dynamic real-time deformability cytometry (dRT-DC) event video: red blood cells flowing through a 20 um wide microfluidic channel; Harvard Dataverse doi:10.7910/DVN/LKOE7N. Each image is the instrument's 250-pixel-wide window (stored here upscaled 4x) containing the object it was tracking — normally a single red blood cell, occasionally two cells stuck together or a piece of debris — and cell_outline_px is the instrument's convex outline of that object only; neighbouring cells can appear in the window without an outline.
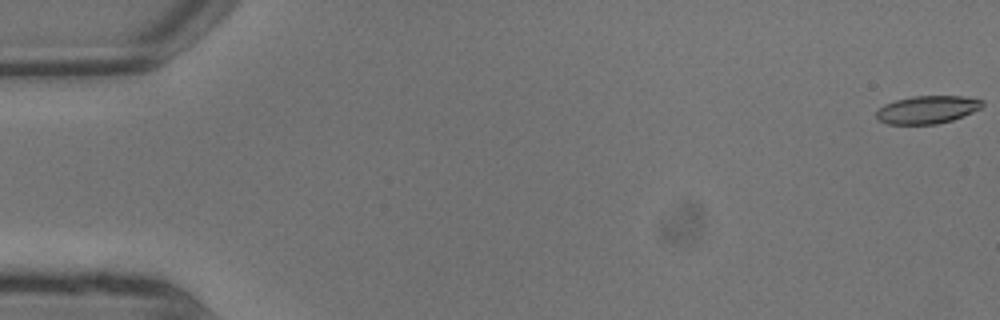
{"species": "common noctule bat (a hibernating species)", "species_latin": "Nyctalus noctula", "temperature_condition": "warm", "stored_images_in_passage": 10, "camera_frame_rate_fps": 3000, "um_per_image_px": 0.085, "animal": {"sex": "male", "body_mass_g": 13.3}, "frame": {"image": 1, "passage_image": 1, "time_ms": 0.0, "image_size_px": [1000, 320], "cell_outline_px": [[984, 104], [980, 108], [972, 112], [952, 120], [936, 124], [888, 124], [880, 120], [876, 116], [876, 112], [884, 104], [896, 100], [912, 96], [960, 96], [984, 100]], "centroid_in_image_um": [78.82, 9.31], "position_along_channel_um": 6.2, "area_um2": 17.05}}
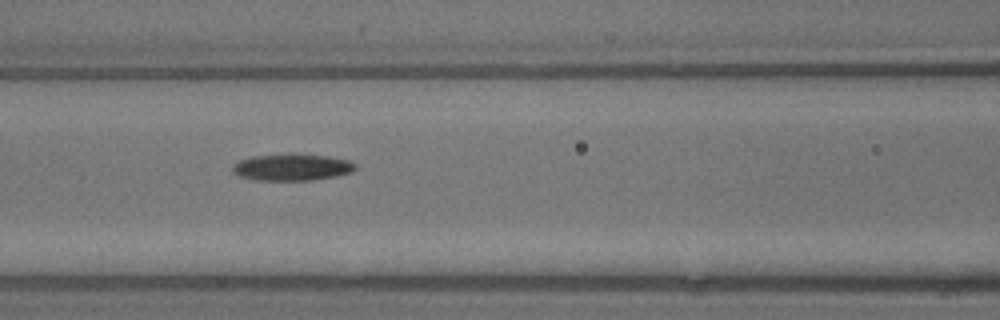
{"frame": {"image": 2, "passage_image": 9, "time_ms": 2.667, "image_size_px": [1000, 320], "cell_outline_px": [[356, 168], [352, 172], [336, 176], [312, 180], [256, 180], [240, 176], [232, 172], [232, 164], [240, 160], [252, 156], [328, 156], [352, 160], [356, 164]], "centroid_in_image_um": [24.84, 14.25], "position_along_channel_um": 141.8, "area_um2": 18.55}}
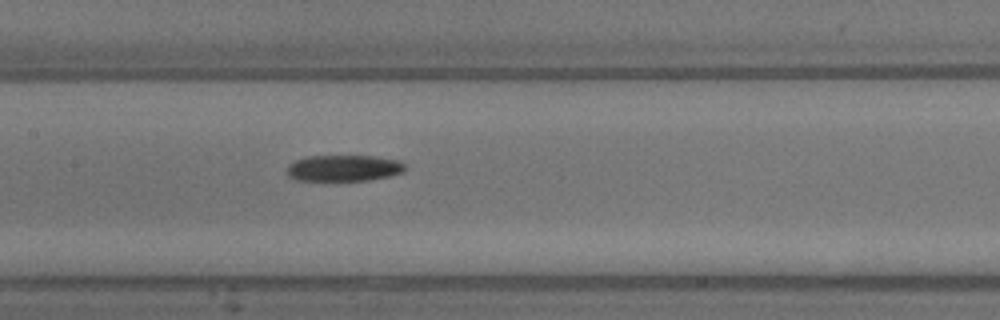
{"frame": {"image": 3, "passage_image": 10, "time_ms": 3.0, "image_size_px": [1000, 320], "cell_outline_px": [[404, 172], [388, 176], [368, 180], [296, 180], [288, 176], [284, 172], [288, 164], [304, 156], [376, 156], [404, 160]], "centroid_in_image_um": [29.2, 14.27], "position_along_channel_um": 178.2, "area_um2": 18.32}}